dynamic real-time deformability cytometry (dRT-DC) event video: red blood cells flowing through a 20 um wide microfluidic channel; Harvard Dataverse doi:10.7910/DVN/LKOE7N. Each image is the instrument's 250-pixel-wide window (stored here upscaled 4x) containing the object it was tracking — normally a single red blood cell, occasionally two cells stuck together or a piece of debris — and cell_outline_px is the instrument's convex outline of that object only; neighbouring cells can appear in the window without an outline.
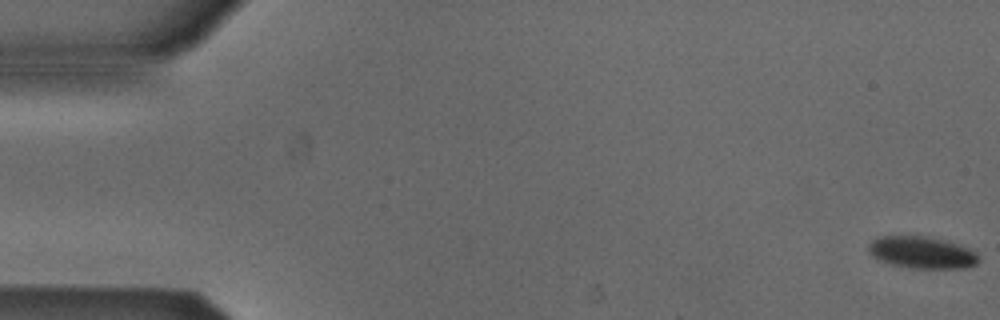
{"species": "Egyptian fruit bat (a non-hibernating species)", "species_latin": "Rousettus aegyptiacus", "temperature_condition": "cold", "stored_images_in_passage": 16, "camera_frame_rate_fps": 3000, "um_per_image_px": 0.085, "animal": {"sex": "male"}, "frame": {"image": 1, "passage_image": 1, "time_ms": 0.0, "image_size_px": [1000, 320], "cell_outline_px": [[980, 260], [976, 264], [964, 268], [912, 268], [892, 264], [880, 260], [872, 256], [868, 252], [868, 244], [872, 240], [880, 236], [928, 236], [944, 240], [968, 248], [976, 252], [980, 256]], "centroid_in_image_um": [78.36, 21.46], "position_along_channel_um": 6.6, "area_um2": 20.52}}
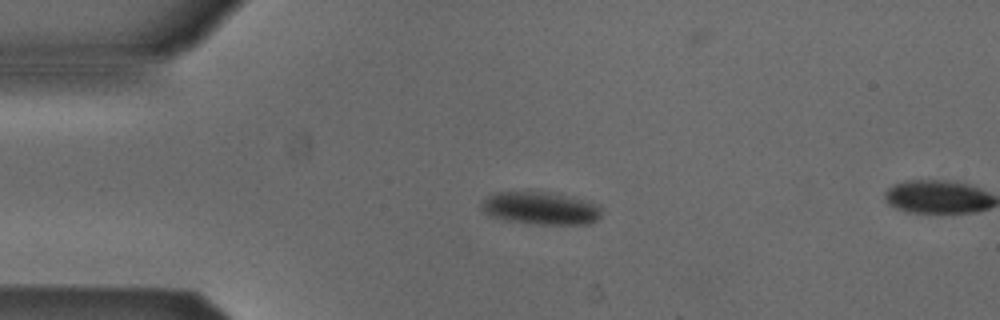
{"frame": {"image": 2, "passage_image": 13, "time_ms": 4.0, "image_size_px": [1000, 320], "cell_outline_px": [[604, 208], [600, 216], [596, 220], [588, 224], [540, 224], [508, 220], [492, 216], [484, 212], [480, 208], [480, 204], [488, 196], [496, 192], [548, 192], [600, 204]], "centroid_in_image_um": [45.98, 17.7], "position_along_channel_um": 39.0, "area_um2": 22.66}}